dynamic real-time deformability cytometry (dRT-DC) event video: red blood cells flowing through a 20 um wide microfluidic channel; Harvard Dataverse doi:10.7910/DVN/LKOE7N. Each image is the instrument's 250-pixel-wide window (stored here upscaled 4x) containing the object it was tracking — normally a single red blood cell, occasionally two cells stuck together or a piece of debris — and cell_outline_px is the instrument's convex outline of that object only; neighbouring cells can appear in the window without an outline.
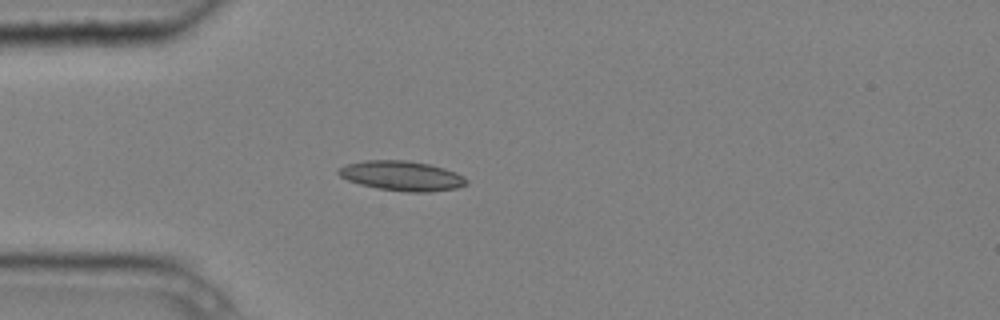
{"species": "common noctule bat (a hibernating species)", "species_latin": "Nyctalus noctula", "temperature_condition": "cold", "stored_images_in_passage": 5, "camera_frame_rate_fps": 3000, "um_per_image_px": 0.085, "animal": {"sex": "male", "body_mass_g": 20.4}, "frame": {"image": 1, "passage_image": 4, "time_ms": 1.0, "image_size_px": [1000, 320], "cell_outline_px": [[468, 184], [456, 188], [432, 192], [404, 192], [376, 188], [360, 184], [348, 180], [340, 176], [336, 172], [340, 168], [348, 164], [364, 160], [404, 160], [428, 164], [444, 168], [456, 172], [464, 176], [468, 180]], "centroid_in_image_um": [34.18, 14.95], "position_along_channel_um": 50.8, "area_um2": 22.25}}